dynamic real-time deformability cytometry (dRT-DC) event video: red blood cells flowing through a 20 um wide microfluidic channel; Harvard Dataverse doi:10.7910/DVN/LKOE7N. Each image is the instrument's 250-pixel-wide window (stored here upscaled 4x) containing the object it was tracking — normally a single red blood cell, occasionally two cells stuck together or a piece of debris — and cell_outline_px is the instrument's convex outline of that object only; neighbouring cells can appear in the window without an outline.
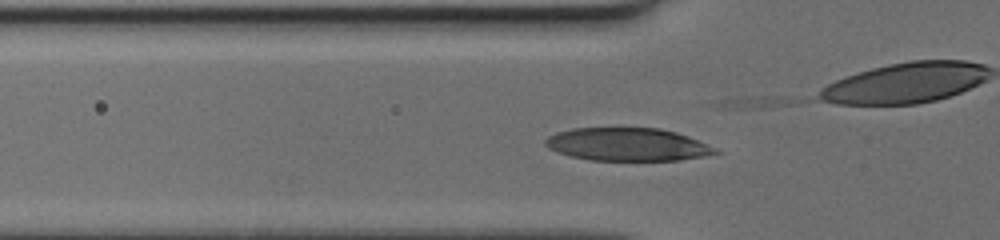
{"species": "human", "species_latin": "Homo sapiens", "temperature_condition": "cold", "stored_images_in_passage": 35, "camera_frame_rate_fps": 3000, "um_per_image_px": 0.085, "donor": {"sex": "female"}, "frame": {"image": 1, "passage_image": 9, "time_ms": 2.667, "image_size_px": [1000, 240], "cell_outline_px": [[724, 152], [704, 156], [680, 160], [588, 160], [556, 152], [548, 148], [544, 144], [544, 140], [548, 136], [556, 132], [572, 128], [660, 128], [676, 132], [688, 136], [716, 148]], "centroid_in_image_um": [53.33, 12.27], "position_along_channel_um": 72.5, "area_um2": 32.77}}
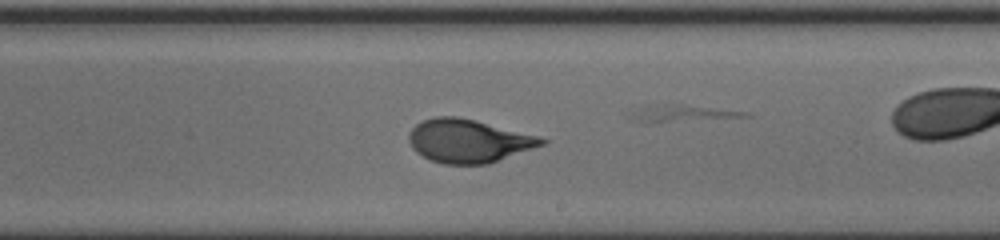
{"frame": {"image": 2, "passage_image": 22, "time_ms": 7.0, "image_size_px": [1000, 240], "cell_outline_px": [[548, 140], [544, 144], [488, 164], [444, 164], [428, 160], [416, 152], [412, 148], [408, 140], [408, 132], [416, 124], [424, 120], [436, 116], [456, 116], [536, 136]], "centroid_in_image_um": [39.74, 11.99], "position_along_channel_um": 249.3, "area_um2": 33.06}}
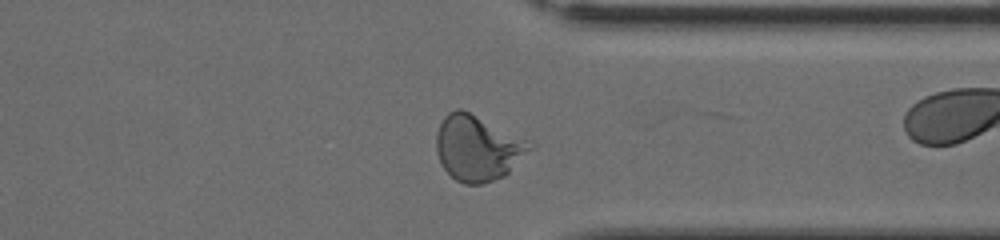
{"frame": {"image": 3, "passage_image": 31, "time_ms": 10.0, "image_size_px": [1000, 240], "cell_outline_px": [[536, 144], [504, 176], [484, 184], [464, 184], [456, 180], [440, 164], [436, 152], [436, 132], [444, 116], [448, 112], [456, 108], [460, 108], [532, 140]], "centroid_in_image_um": [40.61, 12.56], "position_along_channel_um": 370.8, "area_um2": 36.01}}